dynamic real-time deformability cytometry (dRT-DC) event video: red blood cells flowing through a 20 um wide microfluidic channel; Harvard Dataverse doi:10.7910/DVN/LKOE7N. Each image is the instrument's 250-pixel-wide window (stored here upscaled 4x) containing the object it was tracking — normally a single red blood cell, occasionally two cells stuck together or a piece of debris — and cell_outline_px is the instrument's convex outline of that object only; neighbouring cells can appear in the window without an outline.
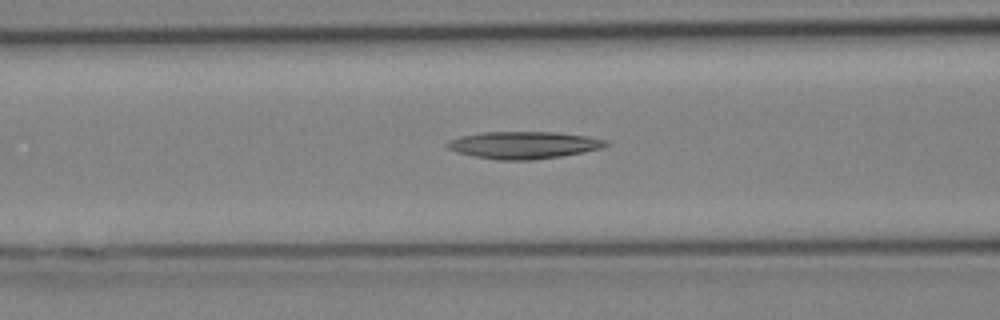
{"species": "Egyptian fruit bat (a non-hibernating species)", "species_latin": "Rousettus aegyptiacus", "temperature_condition": "cold", "stored_images_in_passage": 29, "camera_frame_rate_fps": 3000, "um_per_image_px": 0.085, "animal": {"sex": "female"}, "frame": {"image": 1, "passage_image": 11, "time_ms": 3.333, "image_size_px": [1000, 320], "cell_outline_px": [[608, 144], [600, 148], [584, 152], [560, 156], [532, 160], [496, 160], [472, 156], [456, 152], [448, 148], [444, 144], [448, 140], [460, 136], [484, 132], [556, 132], [588, 136], [604, 140]], "centroid_in_image_um": [44.44, 12.33], "position_along_channel_um": 122.2, "area_um2": 25.14}}
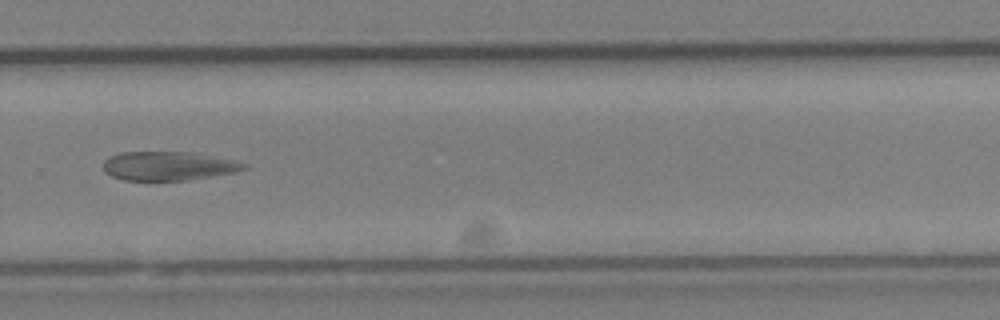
{"frame": {"image": 2, "passage_image": 20, "time_ms": 6.333, "image_size_px": [1000, 320], "cell_outline_px": [[248, 168], [236, 172], [188, 180], [124, 180], [112, 176], [104, 168], [104, 160], [108, 156], [120, 152], [192, 152], [236, 160], [248, 164]], "centroid_in_image_um": [14.36, 14.1], "position_along_channel_um": 315.4, "area_um2": 23.76}}
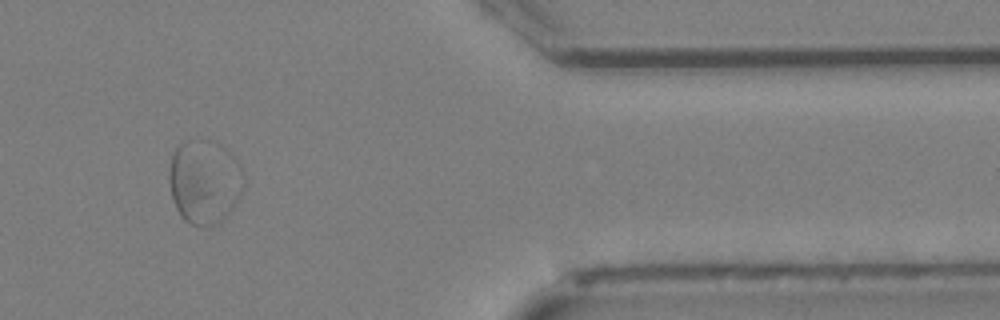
{"frame": {"image": 3, "passage_image": 25, "time_ms": 8.0, "image_size_px": [1000, 320], "cell_outline_px": [[244, 188], [240, 196], [232, 208], [216, 224], [192, 224], [184, 220], [180, 216], [172, 200], [168, 180], [168, 172], [172, 156], [176, 148], [180, 144], [188, 140], [192, 140], [244, 180]], "centroid_in_image_um": [17.16, 15.73], "position_along_channel_um": 394.2, "area_um2": 31.96}}